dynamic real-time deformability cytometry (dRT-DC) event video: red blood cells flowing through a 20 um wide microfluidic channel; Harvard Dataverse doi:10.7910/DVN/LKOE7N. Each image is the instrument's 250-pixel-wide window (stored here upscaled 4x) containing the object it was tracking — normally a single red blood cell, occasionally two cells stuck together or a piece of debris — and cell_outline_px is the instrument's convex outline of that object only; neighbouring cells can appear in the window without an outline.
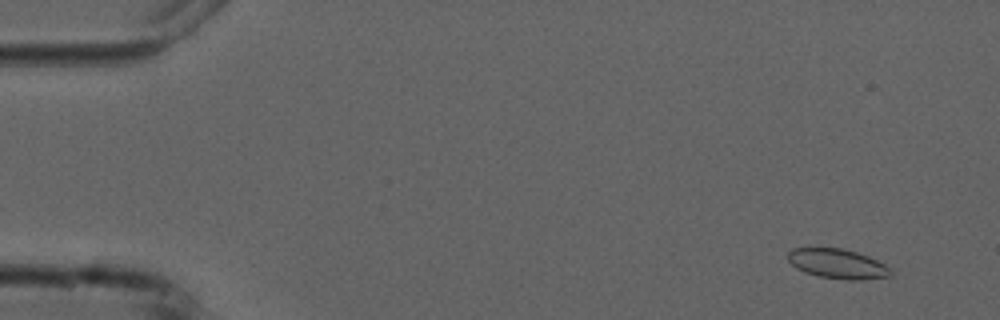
{"species": "common noctule bat (a hibernating species)", "species_latin": "Nyctalus noctula", "temperature_condition": "cold", "stored_images_in_passage": 6, "camera_frame_rate_fps": 3000, "um_per_image_px": 0.085, "animal": {"sex": "male", "forearm_length_mm": 52.5}, "frame": {"image": 1, "passage_image": 2, "time_ms": 1.0, "image_size_px": [1000, 320], "cell_outline_px": [[892, 276], [860, 280], [848, 280], [820, 276], [804, 272], [796, 268], [788, 260], [788, 252], [792, 248], [844, 248], [868, 256], [884, 264], [892, 272]], "centroid_in_image_um": [71.19, 22.42], "position_along_channel_um": 13.8, "area_um2": 17.69}}
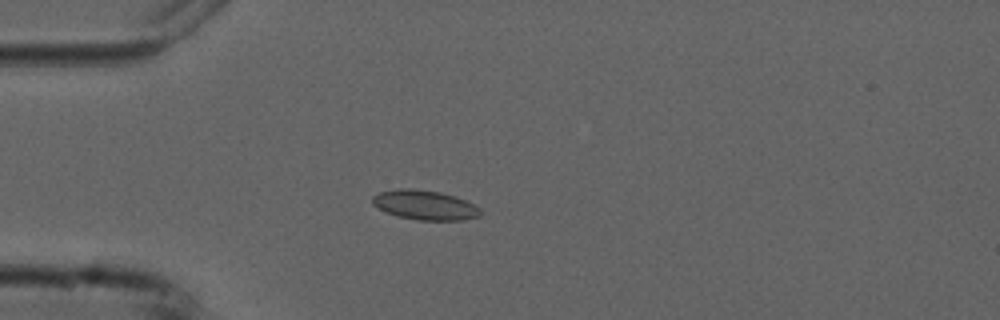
{"frame": {"image": 2, "passage_image": 5, "time_ms": 4.667, "image_size_px": [1000, 320], "cell_outline_px": [[484, 212], [480, 216], [464, 220], [416, 220], [396, 216], [372, 204], [372, 196], [380, 192], [400, 188], [408, 188], [440, 192], [456, 196], [480, 208]], "centroid_in_image_um": [36.14, 17.43], "position_along_channel_um": 48.9, "area_um2": 18.61}}